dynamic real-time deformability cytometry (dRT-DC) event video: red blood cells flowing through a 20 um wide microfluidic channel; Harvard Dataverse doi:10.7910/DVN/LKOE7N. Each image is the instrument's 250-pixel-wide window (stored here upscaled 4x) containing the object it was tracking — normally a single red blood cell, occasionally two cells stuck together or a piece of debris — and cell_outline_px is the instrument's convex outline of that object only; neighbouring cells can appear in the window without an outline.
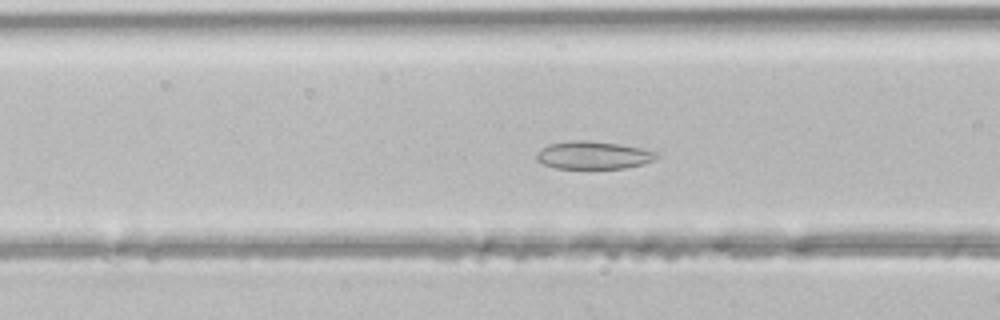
{"species": "common noctule bat (a hibernating species)", "species_latin": "Nyctalus noctula", "temperature_condition": "room temperature", "stored_images_in_passage": 39, "segment_of_instrument_passage": [1, 2], "camera_frame_rate_fps": 3000, "um_per_image_px": 0.085, "animal": {"sex": "male", "body_mass_g": 21.5, "forearm_length_mm": 52.0}, "frame": {"image": 1, "passage_image": 10, "time_ms": 3.0, "image_size_px": [1000, 320], "cell_outline_px": [[660, 156], [656, 160], [644, 164], [624, 168], [556, 168], [544, 164], [536, 160], [536, 152], [540, 148], [548, 144], [572, 140], [584, 140], [620, 144], [660, 152]], "centroid_in_image_um": [50.46, 13.18], "position_along_channel_um": 116.1, "area_um2": 19.65}}
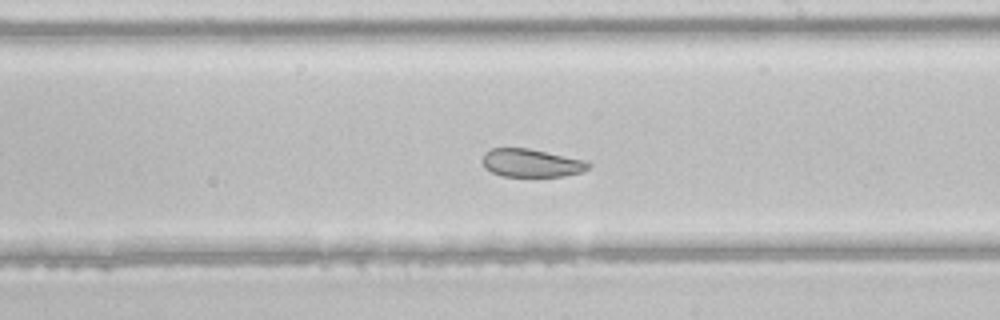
{"frame": {"image": 2, "passage_image": 19, "time_ms": 6.0, "image_size_px": [1000, 320], "cell_outline_px": [[592, 164], [588, 168], [580, 172], [564, 176], [500, 176], [484, 168], [480, 160], [484, 152], [492, 148], [528, 148], [588, 160]], "centroid_in_image_um": [45.14, 13.84], "position_along_channel_um": 243.9, "area_um2": 17.63}}
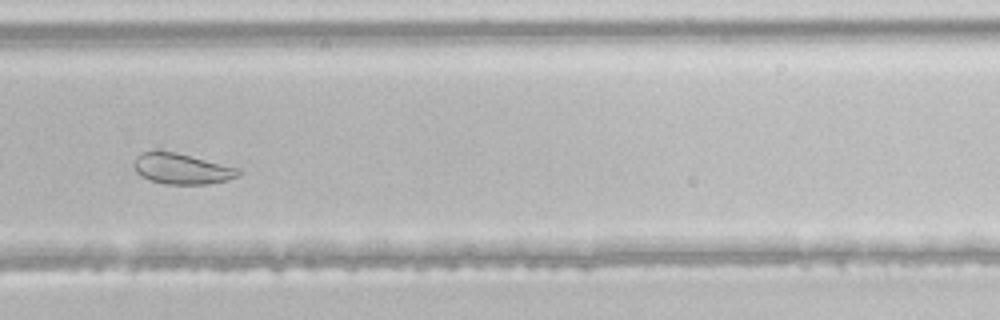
{"frame": {"image": 3, "passage_image": 24, "time_ms": 7.667, "image_size_px": [1000, 320], "cell_outline_px": [[244, 172], [240, 176], [228, 180], [208, 184], [164, 184], [140, 176], [132, 168], [132, 164], [136, 156], [144, 152], [172, 152], [240, 168]], "centroid_in_image_um": [15.47, 14.37], "position_along_channel_um": 314.3, "area_um2": 18.61}}